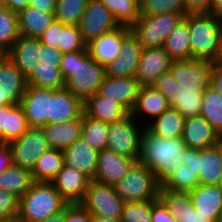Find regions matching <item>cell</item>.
I'll return each mask as SVG.
<instances>
[{
  "mask_svg": "<svg viewBox=\"0 0 222 222\" xmlns=\"http://www.w3.org/2000/svg\"><path fill=\"white\" fill-rule=\"evenodd\" d=\"M187 149L181 137L162 138L144 127L138 162L154 172L161 186L183 164Z\"/></svg>",
  "mask_w": 222,
  "mask_h": 222,
  "instance_id": "obj_1",
  "label": "cell"
},
{
  "mask_svg": "<svg viewBox=\"0 0 222 222\" xmlns=\"http://www.w3.org/2000/svg\"><path fill=\"white\" fill-rule=\"evenodd\" d=\"M59 67L65 88L83 103L98 92L106 76L105 67L96 62L87 49L63 54Z\"/></svg>",
  "mask_w": 222,
  "mask_h": 222,
  "instance_id": "obj_2",
  "label": "cell"
},
{
  "mask_svg": "<svg viewBox=\"0 0 222 222\" xmlns=\"http://www.w3.org/2000/svg\"><path fill=\"white\" fill-rule=\"evenodd\" d=\"M191 59L216 61L222 40V22L214 15L189 14Z\"/></svg>",
  "mask_w": 222,
  "mask_h": 222,
  "instance_id": "obj_3",
  "label": "cell"
},
{
  "mask_svg": "<svg viewBox=\"0 0 222 222\" xmlns=\"http://www.w3.org/2000/svg\"><path fill=\"white\" fill-rule=\"evenodd\" d=\"M67 204L51 182L34 181L19 199L18 216L24 222H41Z\"/></svg>",
  "mask_w": 222,
  "mask_h": 222,
  "instance_id": "obj_4",
  "label": "cell"
},
{
  "mask_svg": "<svg viewBox=\"0 0 222 222\" xmlns=\"http://www.w3.org/2000/svg\"><path fill=\"white\" fill-rule=\"evenodd\" d=\"M160 187L154 172L139 162L114 185L116 194L124 202L158 201Z\"/></svg>",
  "mask_w": 222,
  "mask_h": 222,
  "instance_id": "obj_5",
  "label": "cell"
},
{
  "mask_svg": "<svg viewBox=\"0 0 222 222\" xmlns=\"http://www.w3.org/2000/svg\"><path fill=\"white\" fill-rule=\"evenodd\" d=\"M185 18L183 13L140 15L130 27L143 48L162 47L170 32Z\"/></svg>",
  "mask_w": 222,
  "mask_h": 222,
  "instance_id": "obj_6",
  "label": "cell"
},
{
  "mask_svg": "<svg viewBox=\"0 0 222 222\" xmlns=\"http://www.w3.org/2000/svg\"><path fill=\"white\" fill-rule=\"evenodd\" d=\"M143 130L144 125L139 123L130 113L118 121L108 123L106 149L133 158L138 162Z\"/></svg>",
  "mask_w": 222,
  "mask_h": 222,
  "instance_id": "obj_7",
  "label": "cell"
},
{
  "mask_svg": "<svg viewBox=\"0 0 222 222\" xmlns=\"http://www.w3.org/2000/svg\"><path fill=\"white\" fill-rule=\"evenodd\" d=\"M80 205L92 217L121 219L124 201L116 194L114 186L91 180Z\"/></svg>",
  "mask_w": 222,
  "mask_h": 222,
  "instance_id": "obj_8",
  "label": "cell"
},
{
  "mask_svg": "<svg viewBox=\"0 0 222 222\" xmlns=\"http://www.w3.org/2000/svg\"><path fill=\"white\" fill-rule=\"evenodd\" d=\"M11 162L29 171L50 145L41 128H29L19 138L7 143Z\"/></svg>",
  "mask_w": 222,
  "mask_h": 222,
  "instance_id": "obj_9",
  "label": "cell"
},
{
  "mask_svg": "<svg viewBox=\"0 0 222 222\" xmlns=\"http://www.w3.org/2000/svg\"><path fill=\"white\" fill-rule=\"evenodd\" d=\"M213 61L191 59L172 61L170 73L183 90L203 91L211 86Z\"/></svg>",
  "mask_w": 222,
  "mask_h": 222,
  "instance_id": "obj_10",
  "label": "cell"
},
{
  "mask_svg": "<svg viewBox=\"0 0 222 222\" xmlns=\"http://www.w3.org/2000/svg\"><path fill=\"white\" fill-rule=\"evenodd\" d=\"M119 26L108 7L100 0H89L78 24L80 34L86 44Z\"/></svg>",
  "mask_w": 222,
  "mask_h": 222,
  "instance_id": "obj_11",
  "label": "cell"
},
{
  "mask_svg": "<svg viewBox=\"0 0 222 222\" xmlns=\"http://www.w3.org/2000/svg\"><path fill=\"white\" fill-rule=\"evenodd\" d=\"M27 89V79L7 56H0V107L18 105Z\"/></svg>",
  "mask_w": 222,
  "mask_h": 222,
  "instance_id": "obj_12",
  "label": "cell"
},
{
  "mask_svg": "<svg viewBox=\"0 0 222 222\" xmlns=\"http://www.w3.org/2000/svg\"><path fill=\"white\" fill-rule=\"evenodd\" d=\"M172 61L163 47L143 48L135 78L141 87H150L159 76L169 71Z\"/></svg>",
  "mask_w": 222,
  "mask_h": 222,
  "instance_id": "obj_13",
  "label": "cell"
},
{
  "mask_svg": "<svg viewBox=\"0 0 222 222\" xmlns=\"http://www.w3.org/2000/svg\"><path fill=\"white\" fill-rule=\"evenodd\" d=\"M136 162L133 158L103 149L98 154V165L93 181L114 186L129 172Z\"/></svg>",
  "mask_w": 222,
  "mask_h": 222,
  "instance_id": "obj_14",
  "label": "cell"
},
{
  "mask_svg": "<svg viewBox=\"0 0 222 222\" xmlns=\"http://www.w3.org/2000/svg\"><path fill=\"white\" fill-rule=\"evenodd\" d=\"M142 50L141 43L131 31L122 40L121 49L116 59L105 66L106 76L135 77Z\"/></svg>",
  "mask_w": 222,
  "mask_h": 222,
  "instance_id": "obj_15",
  "label": "cell"
},
{
  "mask_svg": "<svg viewBox=\"0 0 222 222\" xmlns=\"http://www.w3.org/2000/svg\"><path fill=\"white\" fill-rule=\"evenodd\" d=\"M90 181L91 179L79 170L63 165L51 183L68 204H80Z\"/></svg>",
  "mask_w": 222,
  "mask_h": 222,
  "instance_id": "obj_16",
  "label": "cell"
},
{
  "mask_svg": "<svg viewBox=\"0 0 222 222\" xmlns=\"http://www.w3.org/2000/svg\"><path fill=\"white\" fill-rule=\"evenodd\" d=\"M51 98L52 89L27 86L20 105L30 128H41L47 124Z\"/></svg>",
  "mask_w": 222,
  "mask_h": 222,
  "instance_id": "obj_17",
  "label": "cell"
},
{
  "mask_svg": "<svg viewBox=\"0 0 222 222\" xmlns=\"http://www.w3.org/2000/svg\"><path fill=\"white\" fill-rule=\"evenodd\" d=\"M140 89V83L135 77L105 76L102 84L99 86L98 93L118 101L130 113L135 105Z\"/></svg>",
  "mask_w": 222,
  "mask_h": 222,
  "instance_id": "obj_18",
  "label": "cell"
},
{
  "mask_svg": "<svg viewBox=\"0 0 222 222\" xmlns=\"http://www.w3.org/2000/svg\"><path fill=\"white\" fill-rule=\"evenodd\" d=\"M131 32L130 27L120 25L104 33L87 44L90 56L102 66L116 59L121 49L122 40Z\"/></svg>",
  "mask_w": 222,
  "mask_h": 222,
  "instance_id": "obj_19",
  "label": "cell"
},
{
  "mask_svg": "<svg viewBox=\"0 0 222 222\" xmlns=\"http://www.w3.org/2000/svg\"><path fill=\"white\" fill-rule=\"evenodd\" d=\"M84 113L83 102L67 88L52 89L47 123H63L80 118Z\"/></svg>",
  "mask_w": 222,
  "mask_h": 222,
  "instance_id": "obj_20",
  "label": "cell"
},
{
  "mask_svg": "<svg viewBox=\"0 0 222 222\" xmlns=\"http://www.w3.org/2000/svg\"><path fill=\"white\" fill-rule=\"evenodd\" d=\"M181 138L187 148L202 150L217 145L219 134L202 115H197L185 118Z\"/></svg>",
  "mask_w": 222,
  "mask_h": 222,
  "instance_id": "obj_21",
  "label": "cell"
},
{
  "mask_svg": "<svg viewBox=\"0 0 222 222\" xmlns=\"http://www.w3.org/2000/svg\"><path fill=\"white\" fill-rule=\"evenodd\" d=\"M168 108L167 99L160 91H156L152 86L141 87L130 114L145 127Z\"/></svg>",
  "mask_w": 222,
  "mask_h": 222,
  "instance_id": "obj_22",
  "label": "cell"
},
{
  "mask_svg": "<svg viewBox=\"0 0 222 222\" xmlns=\"http://www.w3.org/2000/svg\"><path fill=\"white\" fill-rule=\"evenodd\" d=\"M41 45L39 38L20 35L7 54L26 79L40 64Z\"/></svg>",
  "mask_w": 222,
  "mask_h": 222,
  "instance_id": "obj_23",
  "label": "cell"
},
{
  "mask_svg": "<svg viewBox=\"0 0 222 222\" xmlns=\"http://www.w3.org/2000/svg\"><path fill=\"white\" fill-rule=\"evenodd\" d=\"M64 165L77 169L93 180L98 165L99 151L90 147L80 137L71 146L62 150Z\"/></svg>",
  "mask_w": 222,
  "mask_h": 222,
  "instance_id": "obj_24",
  "label": "cell"
},
{
  "mask_svg": "<svg viewBox=\"0 0 222 222\" xmlns=\"http://www.w3.org/2000/svg\"><path fill=\"white\" fill-rule=\"evenodd\" d=\"M188 195L197 213L216 222L222 212V190L219 185L198 184Z\"/></svg>",
  "mask_w": 222,
  "mask_h": 222,
  "instance_id": "obj_25",
  "label": "cell"
},
{
  "mask_svg": "<svg viewBox=\"0 0 222 222\" xmlns=\"http://www.w3.org/2000/svg\"><path fill=\"white\" fill-rule=\"evenodd\" d=\"M158 200L178 222H212L195 211L188 193L166 191L160 187Z\"/></svg>",
  "mask_w": 222,
  "mask_h": 222,
  "instance_id": "obj_26",
  "label": "cell"
},
{
  "mask_svg": "<svg viewBox=\"0 0 222 222\" xmlns=\"http://www.w3.org/2000/svg\"><path fill=\"white\" fill-rule=\"evenodd\" d=\"M84 114L106 123L118 121L129 112L118 102L100 95L98 92L83 103Z\"/></svg>",
  "mask_w": 222,
  "mask_h": 222,
  "instance_id": "obj_27",
  "label": "cell"
},
{
  "mask_svg": "<svg viewBox=\"0 0 222 222\" xmlns=\"http://www.w3.org/2000/svg\"><path fill=\"white\" fill-rule=\"evenodd\" d=\"M41 129L51 148L64 150L81 137L82 116L63 123H47Z\"/></svg>",
  "mask_w": 222,
  "mask_h": 222,
  "instance_id": "obj_28",
  "label": "cell"
},
{
  "mask_svg": "<svg viewBox=\"0 0 222 222\" xmlns=\"http://www.w3.org/2000/svg\"><path fill=\"white\" fill-rule=\"evenodd\" d=\"M199 184L219 185L222 179V153L218 145L198 150Z\"/></svg>",
  "mask_w": 222,
  "mask_h": 222,
  "instance_id": "obj_29",
  "label": "cell"
},
{
  "mask_svg": "<svg viewBox=\"0 0 222 222\" xmlns=\"http://www.w3.org/2000/svg\"><path fill=\"white\" fill-rule=\"evenodd\" d=\"M162 47L173 61L191 60L189 14L170 32Z\"/></svg>",
  "mask_w": 222,
  "mask_h": 222,
  "instance_id": "obj_30",
  "label": "cell"
},
{
  "mask_svg": "<svg viewBox=\"0 0 222 222\" xmlns=\"http://www.w3.org/2000/svg\"><path fill=\"white\" fill-rule=\"evenodd\" d=\"M54 20V13L42 12L27 5L18 13L19 33L21 36L38 38Z\"/></svg>",
  "mask_w": 222,
  "mask_h": 222,
  "instance_id": "obj_31",
  "label": "cell"
},
{
  "mask_svg": "<svg viewBox=\"0 0 222 222\" xmlns=\"http://www.w3.org/2000/svg\"><path fill=\"white\" fill-rule=\"evenodd\" d=\"M145 127L162 138H179L185 127V118L178 110L169 107Z\"/></svg>",
  "mask_w": 222,
  "mask_h": 222,
  "instance_id": "obj_32",
  "label": "cell"
},
{
  "mask_svg": "<svg viewBox=\"0 0 222 222\" xmlns=\"http://www.w3.org/2000/svg\"><path fill=\"white\" fill-rule=\"evenodd\" d=\"M31 171L12 164L0 174V190L20 199L33 183Z\"/></svg>",
  "mask_w": 222,
  "mask_h": 222,
  "instance_id": "obj_33",
  "label": "cell"
},
{
  "mask_svg": "<svg viewBox=\"0 0 222 222\" xmlns=\"http://www.w3.org/2000/svg\"><path fill=\"white\" fill-rule=\"evenodd\" d=\"M64 165L62 150L50 148L36 161L31 171L36 182H51Z\"/></svg>",
  "mask_w": 222,
  "mask_h": 222,
  "instance_id": "obj_34",
  "label": "cell"
},
{
  "mask_svg": "<svg viewBox=\"0 0 222 222\" xmlns=\"http://www.w3.org/2000/svg\"><path fill=\"white\" fill-rule=\"evenodd\" d=\"M27 86L57 90L65 87V79L59 66L40 63L27 78Z\"/></svg>",
  "mask_w": 222,
  "mask_h": 222,
  "instance_id": "obj_35",
  "label": "cell"
},
{
  "mask_svg": "<svg viewBox=\"0 0 222 222\" xmlns=\"http://www.w3.org/2000/svg\"><path fill=\"white\" fill-rule=\"evenodd\" d=\"M200 115L219 135H222V96L212 86L205 88L202 92Z\"/></svg>",
  "mask_w": 222,
  "mask_h": 222,
  "instance_id": "obj_36",
  "label": "cell"
},
{
  "mask_svg": "<svg viewBox=\"0 0 222 222\" xmlns=\"http://www.w3.org/2000/svg\"><path fill=\"white\" fill-rule=\"evenodd\" d=\"M20 36L18 13L6 6L0 7V54L7 55Z\"/></svg>",
  "mask_w": 222,
  "mask_h": 222,
  "instance_id": "obj_37",
  "label": "cell"
},
{
  "mask_svg": "<svg viewBox=\"0 0 222 222\" xmlns=\"http://www.w3.org/2000/svg\"><path fill=\"white\" fill-rule=\"evenodd\" d=\"M81 137L91 148L102 151L108 140V123L82 115Z\"/></svg>",
  "mask_w": 222,
  "mask_h": 222,
  "instance_id": "obj_38",
  "label": "cell"
},
{
  "mask_svg": "<svg viewBox=\"0 0 222 222\" xmlns=\"http://www.w3.org/2000/svg\"><path fill=\"white\" fill-rule=\"evenodd\" d=\"M119 25L131 27L140 17V0H100Z\"/></svg>",
  "mask_w": 222,
  "mask_h": 222,
  "instance_id": "obj_39",
  "label": "cell"
},
{
  "mask_svg": "<svg viewBox=\"0 0 222 222\" xmlns=\"http://www.w3.org/2000/svg\"><path fill=\"white\" fill-rule=\"evenodd\" d=\"M199 184V172L192 171L186 164H181L162 185L166 191L188 193Z\"/></svg>",
  "mask_w": 222,
  "mask_h": 222,
  "instance_id": "obj_40",
  "label": "cell"
},
{
  "mask_svg": "<svg viewBox=\"0 0 222 222\" xmlns=\"http://www.w3.org/2000/svg\"><path fill=\"white\" fill-rule=\"evenodd\" d=\"M89 0H56L54 18L65 25L79 24Z\"/></svg>",
  "mask_w": 222,
  "mask_h": 222,
  "instance_id": "obj_41",
  "label": "cell"
},
{
  "mask_svg": "<svg viewBox=\"0 0 222 222\" xmlns=\"http://www.w3.org/2000/svg\"><path fill=\"white\" fill-rule=\"evenodd\" d=\"M29 128L22 106L6 105L5 143L19 138Z\"/></svg>",
  "mask_w": 222,
  "mask_h": 222,
  "instance_id": "obj_42",
  "label": "cell"
},
{
  "mask_svg": "<svg viewBox=\"0 0 222 222\" xmlns=\"http://www.w3.org/2000/svg\"><path fill=\"white\" fill-rule=\"evenodd\" d=\"M185 12L184 0H140V15H158Z\"/></svg>",
  "mask_w": 222,
  "mask_h": 222,
  "instance_id": "obj_43",
  "label": "cell"
},
{
  "mask_svg": "<svg viewBox=\"0 0 222 222\" xmlns=\"http://www.w3.org/2000/svg\"><path fill=\"white\" fill-rule=\"evenodd\" d=\"M202 92L183 90L178 85L177 105L174 109L178 110L184 118L200 115Z\"/></svg>",
  "mask_w": 222,
  "mask_h": 222,
  "instance_id": "obj_44",
  "label": "cell"
},
{
  "mask_svg": "<svg viewBox=\"0 0 222 222\" xmlns=\"http://www.w3.org/2000/svg\"><path fill=\"white\" fill-rule=\"evenodd\" d=\"M157 201L124 202L122 222H152V207Z\"/></svg>",
  "mask_w": 222,
  "mask_h": 222,
  "instance_id": "obj_45",
  "label": "cell"
},
{
  "mask_svg": "<svg viewBox=\"0 0 222 222\" xmlns=\"http://www.w3.org/2000/svg\"><path fill=\"white\" fill-rule=\"evenodd\" d=\"M58 49L63 54L87 49V44L83 41L77 25H66L62 31H60V44H58Z\"/></svg>",
  "mask_w": 222,
  "mask_h": 222,
  "instance_id": "obj_46",
  "label": "cell"
},
{
  "mask_svg": "<svg viewBox=\"0 0 222 222\" xmlns=\"http://www.w3.org/2000/svg\"><path fill=\"white\" fill-rule=\"evenodd\" d=\"M178 85L179 83L173 78L170 71H168L159 76L152 87L165 96L170 108H174L177 105Z\"/></svg>",
  "mask_w": 222,
  "mask_h": 222,
  "instance_id": "obj_47",
  "label": "cell"
},
{
  "mask_svg": "<svg viewBox=\"0 0 222 222\" xmlns=\"http://www.w3.org/2000/svg\"><path fill=\"white\" fill-rule=\"evenodd\" d=\"M19 199L7 191L0 190V221L17 217Z\"/></svg>",
  "mask_w": 222,
  "mask_h": 222,
  "instance_id": "obj_48",
  "label": "cell"
},
{
  "mask_svg": "<svg viewBox=\"0 0 222 222\" xmlns=\"http://www.w3.org/2000/svg\"><path fill=\"white\" fill-rule=\"evenodd\" d=\"M66 25L54 20L51 25L38 37L42 45L58 48L60 44V31Z\"/></svg>",
  "mask_w": 222,
  "mask_h": 222,
  "instance_id": "obj_49",
  "label": "cell"
},
{
  "mask_svg": "<svg viewBox=\"0 0 222 222\" xmlns=\"http://www.w3.org/2000/svg\"><path fill=\"white\" fill-rule=\"evenodd\" d=\"M64 222H92V216L80 204H67Z\"/></svg>",
  "mask_w": 222,
  "mask_h": 222,
  "instance_id": "obj_50",
  "label": "cell"
},
{
  "mask_svg": "<svg viewBox=\"0 0 222 222\" xmlns=\"http://www.w3.org/2000/svg\"><path fill=\"white\" fill-rule=\"evenodd\" d=\"M63 57V53L55 47H49L46 45L40 46V58L39 63L42 64H54L59 66Z\"/></svg>",
  "mask_w": 222,
  "mask_h": 222,
  "instance_id": "obj_51",
  "label": "cell"
},
{
  "mask_svg": "<svg viewBox=\"0 0 222 222\" xmlns=\"http://www.w3.org/2000/svg\"><path fill=\"white\" fill-rule=\"evenodd\" d=\"M214 0H184L186 14H209Z\"/></svg>",
  "mask_w": 222,
  "mask_h": 222,
  "instance_id": "obj_52",
  "label": "cell"
},
{
  "mask_svg": "<svg viewBox=\"0 0 222 222\" xmlns=\"http://www.w3.org/2000/svg\"><path fill=\"white\" fill-rule=\"evenodd\" d=\"M151 220L152 222H178L159 200L152 207Z\"/></svg>",
  "mask_w": 222,
  "mask_h": 222,
  "instance_id": "obj_53",
  "label": "cell"
},
{
  "mask_svg": "<svg viewBox=\"0 0 222 222\" xmlns=\"http://www.w3.org/2000/svg\"><path fill=\"white\" fill-rule=\"evenodd\" d=\"M211 86L222 96V65L213 62Z\"/></svg>",
  "mask_w": 222,
  "mask_h": 222,
  "instance_id": "obj_54",
  "label": "cell"
},
{
  "mask_svg": "<svg viewBox=\"0 0 222 222\" xmlns=\"http://www.w3.org/2000/svg\"><path fill=\"white\" fill-rule=\"evenodd\" d=\"M28 6L39 9L42 12L54 13L56 0H28Z\"/></svg>",
  "mask_w": 222,
  "mask_h": 222,
  "instance_id": "obj_55",
  "label": "cell"
},
{
  "mask_svg": "<svg viewBox=\"0 0 222 222\" xmlns=\"http://www.w3.org/2000/svg\"><path fill=\"white\" fill-rule=\"evenodd\" d=\"M183 164H186L192 171L199 172L198 168V149L188 148L185 157L182 159Z\"/></svg>",
  "mask_w": 222,
  "mask_h": 222,
  "instance_id": "obj_56",
  "label": "cell"
},
{
  "mask_svg": "<svg viewBox=\"0 0 222 222\" xmlns=\"http://www.w3.org/2000/svg\"><path fill=\"white\" fill-rule=\"evenodd\" d=\"M11 165V154L7 143L0 142V174Z\"/></svg>",
  "mask_w": 222,
  "mask_h": 222,
  "instance_id": "obj_57",
  "label": "cell"
},
{
  "mask_svg": "<svg viewBox=\"0 0 222 222\" xmlns=\"http://www.w3.org/2000/svg\"><path fill=\"white\" fill-rule=\"evenodd\" d=\"M28 5V0H4V6L11 11L19 13Z\"/></svg>",
  "mask_w": 222,
  "mask_h": 222,
  "instance_id": "obj_58",
  "label": "cell"
},
{
  "mask_svg": "<svg viewBox=\"0 0 222 222\" xmlns=\"http://www.w3.org/2000/svg\"><path fill=\"white\" fill-rule=\"evenodd\" d=\"M6 105L0 107V142L5 143Z\"/></svg>",
  "mask_w": 222,
  "mask_h": 222,
  "instance_id": "obj_59",
  "label": "cell"
},
{
  "mask_svg": "<svg viewBox=\"0 0 222 222\" xmlns=\"http://www.w3.org/2000/svg\"><path fill=\"white\" fill-rule=\"evenodd\" d=\"M211 15H214L222 22V0H214L211 10Z\"/></svg>",
  "mask_w": 222,
  "mask_h": 222,
  "instance_id": "obj_60",
  "label": "cell"
},
{
  "mask_svg": "<svg viewBox=\"0 0 222 222\" xmlns=\"http://www.w3.org/2000/svg\"><path fill=\"white\" fill-rule=\"evenodd\" d=\"M65 219V207L54 214H51L47 219L41 222H64Z\"/></svg>",
  "mask_w": 222,
  "mask_h": 222,
  "instance_id": "obj_61",
  "label": "cell"
},
{
  "mask_svg": "<svg viewBox=\"0 0 222 222\" xmlns=\"http://www.w3.org/2000/svg\"><path fill=\"white\" fill-rule=\"evenodd\" d=\"M92 222H122L121 219L117 218H106V217H92Z\"/></svg>",
  "mask_w": 222,
  "mask_h": 222,
  "instance_id": "obj_62",
  "label": "cell"
},
{
  "mask_svg": "<svg viewBox=\"0 0 222 222\" xmlns=\"http://www.w3.org/2000/svg\"><path fill=\"white\" fill-rule=\"evenodd\" d=\"M0 222H24V221L19 216H17V217H14V218L2 220Z\"/></svg>",
  "mask_w": 222,
  "mask_h": 222,
  "instance_id": "obj_63",
  "label": "cell"
},
{
  "mask_svg": "<svg viewBox=\"0 0 222 222\" xmlns=\"http://www.w3.org/2000/svg\"><path fill=\"white\" fill-rule=\"evenodd\" d=\"M216 62L222 65V40H221V46H220V53Z\"/></svg>",
  "mask_w": 222,
  "mask_h": 222,
  "instance_id": "obj_64",
  "label": "cell"
},
{
  "mask_svg": "<svg viewBox=\"0 0 222 222\" xmlns=\"http://www.w3.org/2000/svg\"><path fill=\"white\" fill-rule=\"evenodd\" d=\"M217 145L219 146V149H220V151L222 153V135H219V139H218Z\"/></svg>",
  "mask_w": 222,
  "mask_h": 222,
  "instance_id": "obj_65",
  "label": "cell"
},
{
  "mask_svg": "<svg viewBox=\"0 0 222 222\" xmlns=\"http://www.w3.org/2000/svg\"><path fill=\"white\" fill-rule=\"evenodd\" d=\"M216 222H222V212L219 214V216L217 217Z\"/></svg>",
  "mask_w": 222,
  "mask_h": 222,
  "instance_id": "obj_66",
  "label": "cell"
},
{
  "mask_svg": "<svg viewBox=\"0 0 222 222\" xmlns=\"http://www.w3.org/2000/svg\"><path fill=\"white\" fill-rule=\"evenodd\" d=\"M4 6V0H0V7Z\"/></svg>",
  "mask_w": 222,
  "mask_h": 222,
  "instance_id": "obj_67",
  "label": "cell"
},
{
  "mask_svg": "<svg viewBox=\"0 0 222 222\" xmlns=\"http://www.w3.org/2000/svg\"><path fill=\"white\" fill-rule=\"evenodd\" d=\"M219 186L221 187V190H222V179H221V181H220Z\"/></svg>",
  "mask_w": 222,
  "mask_h": 222,
  "instance_id": "obj_68",
  "label": "cell"
}]
</instances>
